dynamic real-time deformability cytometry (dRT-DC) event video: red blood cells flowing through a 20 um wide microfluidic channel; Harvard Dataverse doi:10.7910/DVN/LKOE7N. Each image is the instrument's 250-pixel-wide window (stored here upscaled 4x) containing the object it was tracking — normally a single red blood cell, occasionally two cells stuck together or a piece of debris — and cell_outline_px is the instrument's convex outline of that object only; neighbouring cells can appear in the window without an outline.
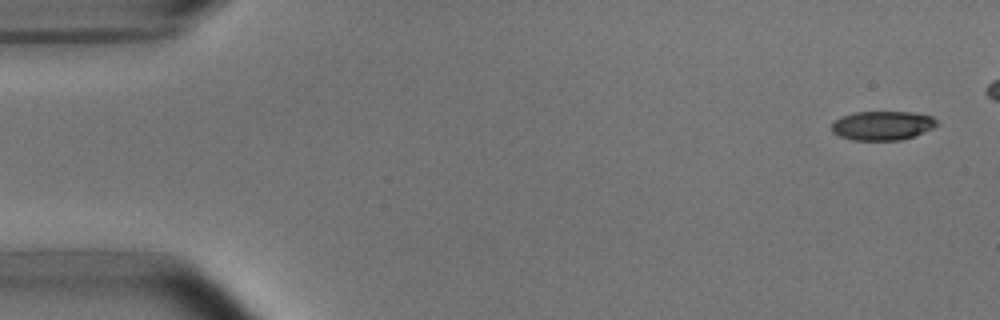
{"species": "common noctule bat (a hibernating species)", "species_latin": "Nyctalus noctula", "temperature_condition": "room temperature", "stored_images_in_passage": 5, "camera_frame_rate_fps": 3000, "um_per_image_px": 0.085, "animal": {"sex": "male", "body_mass_g": 15.6}, "frame": {"image": 1, "passage_image": 1, "time_ms": 0.0, "image_size_px": [1000, 320], "cell_outline_px": [[940, 124], [932, 128], [912, 136], [900, 140], [852, 140], [840, 136], [832, 132], [832, 124], [836, 120], [844, 116], [856, 112], [912, 112], [932, 116]], "centroid_in_image_um": [75.02, 10.67], "position_along_channel_um": 10.0, "area_um2": 17.63}}